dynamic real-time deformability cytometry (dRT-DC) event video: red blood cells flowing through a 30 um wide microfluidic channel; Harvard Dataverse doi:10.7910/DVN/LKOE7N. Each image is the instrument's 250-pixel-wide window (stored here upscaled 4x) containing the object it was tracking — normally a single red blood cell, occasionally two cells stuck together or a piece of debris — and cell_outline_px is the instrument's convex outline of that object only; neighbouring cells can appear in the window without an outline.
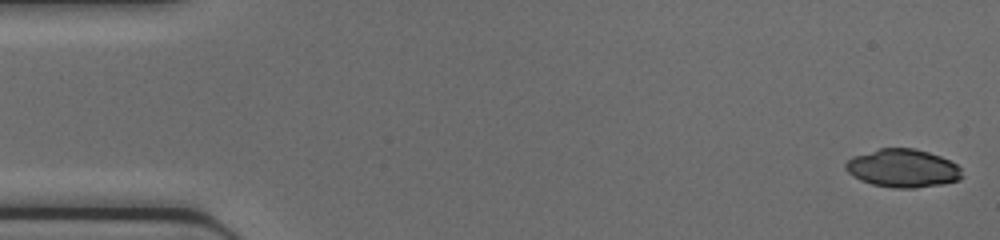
{"species": "common noctule bat (a hibernating species)", "species_latin": "Nyctalus noctula", "temperature_condition": "cold", "stored_images_in_passage": 45, "camera_frame_rate_fps": 3000, "um_per_image_px": 0.085, "animal": {"sex": "female", "body_mass_g": 17.0, "forearm_length_mm": 48.0}, "frame": {"image": 1, "passage_image": 1, "time_ms": 0.0, "image_size_px": [1000, 240], "cell_outline_px": [[964, 176], [960, 180], [944, 184], [916, 188], [896, 188], [872, 184], [860, 180], [852, 176], [844, 168], [844, 164], [852, 156], [880, 148], [912, 148], [928, 152], [940, 156], [956, 164], [960, 168]], "centroid_in_image_um": [76.74, 14.31], "position_along_channel_um": 8.3, "area_um2": 26.07}}
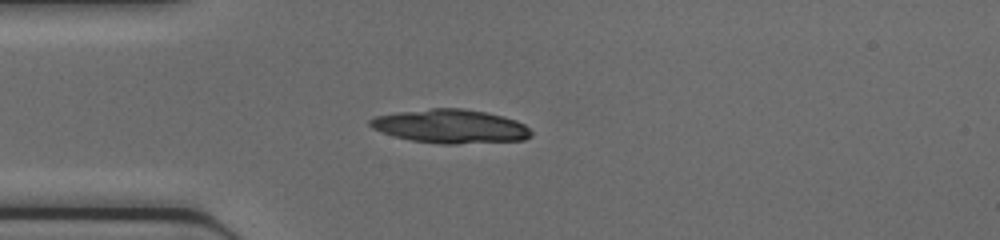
{"frame": {"image": 2, "passage_image": 12, "time_ms": 3.667, "image_size_px": [1000, 240], "cell_outline_px": [[532, 136], [524, 140], [456, 144], [440, 144], [412, 140], [396, 136], [372, 128], [368, 124], [368, 120], [376, 116], [396, 112], [432, 108], [464, 108], [488, 112], [504, 116], [516, 120], [524, 124], [532, 132]], "centroid_in_image_um": [38.33, 10.73], "position_along_channel_um": 46.7, "area_um2": 31.79}}
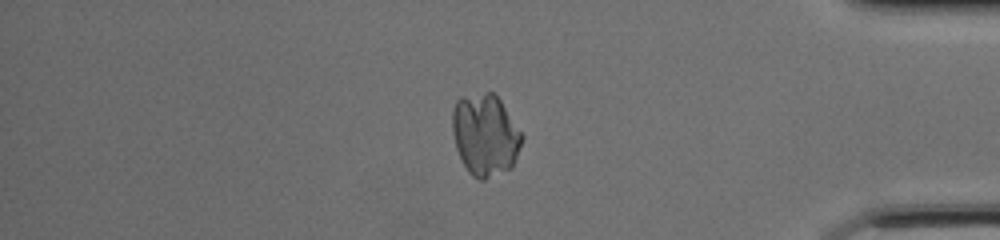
{"frame": {"image": 3, "passage_image": 38, "time_ms": 12.333, "image_size_px": [1000, 240], "cell_outline_px": [[524, 136], [512, 168], [484, 180], [480, 180], [472, 176], [468, 172], [456, 148], [452, 132], [452, 112], [456, 100], [460, 96], [484, 92], [492, 92], [500, 100]], "centroid_in_image_um": [41.23, 11.46], "position_along_channel_um": 394.0, "area_um2": 33.29}}